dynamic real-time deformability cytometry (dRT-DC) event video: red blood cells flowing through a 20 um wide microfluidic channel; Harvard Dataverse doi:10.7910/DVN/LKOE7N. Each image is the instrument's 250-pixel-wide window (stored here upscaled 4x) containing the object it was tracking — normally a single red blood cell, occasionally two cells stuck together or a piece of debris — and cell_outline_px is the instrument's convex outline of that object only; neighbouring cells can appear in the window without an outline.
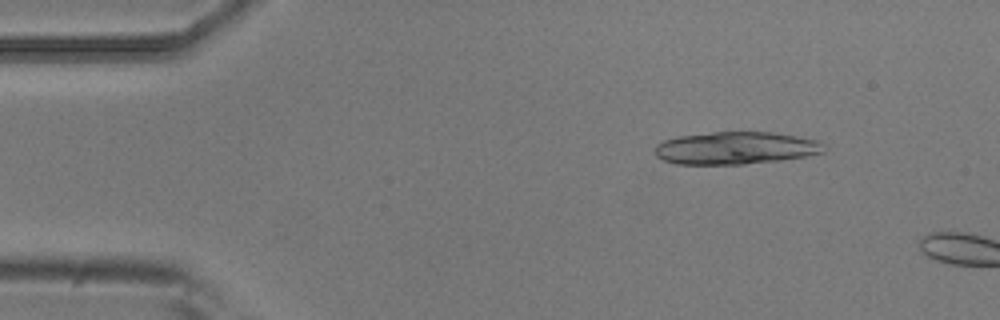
{"species": "common noctule bat (a hibernating species)", "species_latin": "Nyctalus noctula", "temperature_condition": "room temperature", "stored_images_in_passage": 3, "camera_frame_rate_fps": 3000, "um_per_image_px": 0.085, "animal": {"sex": "male", "body_mass_g": 20.5, "forearm_length_mm": 52.5}, "frame": {"image": 1, "passage_image": 2, "time_ms": 0.333, "image_size_px": [1000, 320], "cell_outline_px": [[828, 148], [824, 152], [808, 156], [780, 160], [744, 164], [676, 164], [664, 160], [656, 156], [656, 144], [664, 140], [676, 136], [712, 132], [772, 132], [796, 136], [816, 140], [824, 144]], "centroid_in_image_um": [62.55, 12.58], "position_along_channel_um": 22.4, "area_um2": 32.14}}